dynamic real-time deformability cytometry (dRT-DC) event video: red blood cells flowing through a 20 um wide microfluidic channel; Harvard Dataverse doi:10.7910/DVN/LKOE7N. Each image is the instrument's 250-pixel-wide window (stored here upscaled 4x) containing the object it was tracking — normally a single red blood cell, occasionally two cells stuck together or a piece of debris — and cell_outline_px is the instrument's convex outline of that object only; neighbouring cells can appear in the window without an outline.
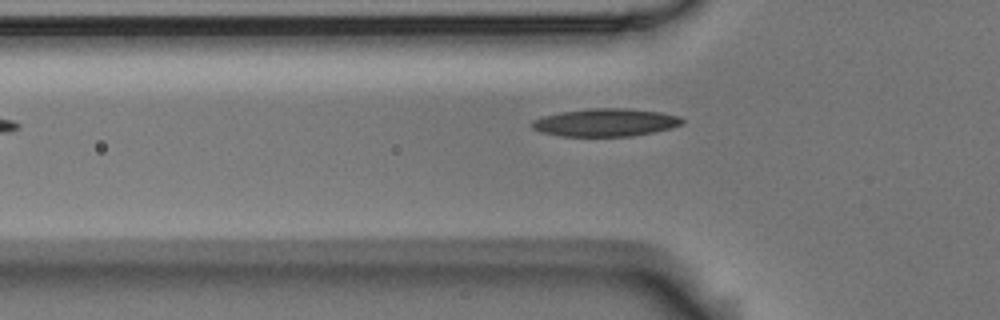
{"species": "Egyptian fruit bat (a non-hibernating species)", "species_latin": "Rousettus aegyptiacus", "temperature_condition": "room temperature", "stored_images_in_passage": 6, "camera_frame_rate_fps": 3000, "um_per_image_px": 0.085, "animal": {"sex": "male"}, "frame": {"image": 1, "passage_image": 6, "time_ms": 1.667, "image_size_px": [1000, 320], "cell_outline_px": [[684, 124], [652, 132], [632, 136], [560, 136], [540, 132], [532, 128], [532, 120], [544, 116], [560, 112], [592, 108], [628, 108], [660, 112], [680, 116], [684, 120]], "centroid_in_image_um": [51.47, 10.41], "position_along_channel_um": 74.3, "area_um2": 24.33}}